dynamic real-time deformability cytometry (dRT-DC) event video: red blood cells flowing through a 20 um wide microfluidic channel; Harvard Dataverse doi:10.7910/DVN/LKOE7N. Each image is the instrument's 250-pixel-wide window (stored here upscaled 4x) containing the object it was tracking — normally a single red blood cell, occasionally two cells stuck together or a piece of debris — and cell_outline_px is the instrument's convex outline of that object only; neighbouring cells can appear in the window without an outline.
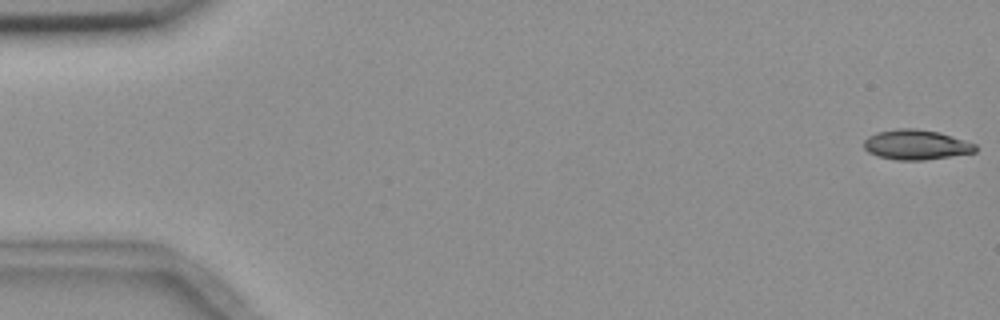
{"species": "common noctule bat (a hibernating species)", "species_latin": "Nyctalus noctula", "temperature_condition": "room temperature", "stored_images_in_passage": 5, "camera_frame_rate_fps": 3000, "um_per_image_px": 0.085, "animal": {"sex": "female", "body_mass_g": 18.4}, "frame": {"image": 1, "passage_image": 1, "time_ms": 0.0, "image_size_px": [1000, 320], "cell_outline_px": [[976, 152], [924, 160], [896, 160], [876, 156], [868, 152], [864, 148], [864, 140], [868, 136], [876, 132], [900, 128], [916, 128], [940, 132], [976, 144]], "centroid_in_image_um": [77.84, 12.3], "position_along_channel_um": 7.2, "area_um2": 19.54}}
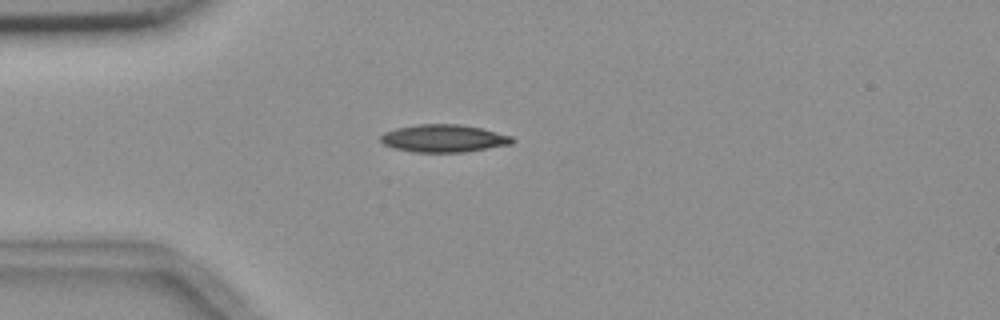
{"frame": {"image": 2, "passage_image": 5, "time_ms": 4.667, "image_size_px": [1000, 320], "cell_outline_px": [[516, 140], [512, 144], [464, 152], [412, 152], [392, 148], [384, 144], [380, 140], [380, 136], [384, 132], [396, 128], [416, 124], [460, 124], [480, 128], [512, 136]], "centroid_in_image_um": [37.69, 11.76], "position_along_channel_um": 47.3, "area_um2": 21.27}}